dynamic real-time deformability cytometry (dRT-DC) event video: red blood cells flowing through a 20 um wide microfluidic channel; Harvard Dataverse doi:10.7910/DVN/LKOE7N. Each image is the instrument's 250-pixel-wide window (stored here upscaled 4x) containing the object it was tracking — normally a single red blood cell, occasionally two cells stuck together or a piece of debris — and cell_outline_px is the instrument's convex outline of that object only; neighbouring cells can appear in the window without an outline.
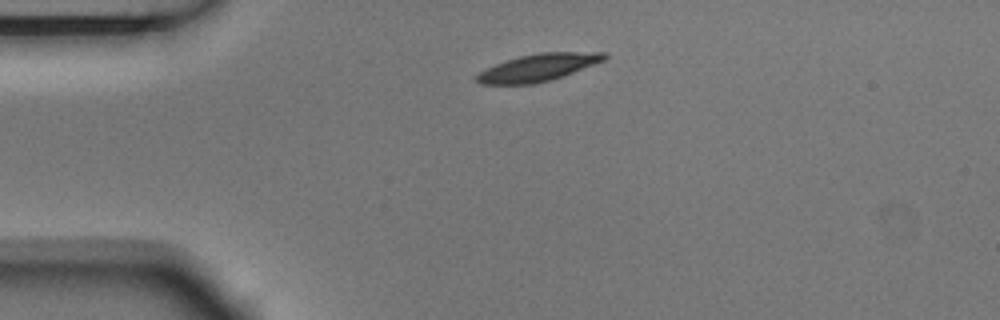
{"species": "Egyptian fruit bat (a non-hibernating species)", "species_latin": "Rousettus aegyptiacus", "temperature_condition": "room temperature", "stored_images_in_passage": 3, "camera_frame_rate_fps": 3000, "um_per_image_px": 0.085, "animal": {"sex": "male"}, "frame": {"image": 1, "passage_image": 1, "time_ms": 0.0, "image_size_px": [1000, 320], "cell_outline_px": [[608, 56], [604, 60], [552, 80], [532, 84], [480, 84], [476, 80], [476, 76], [484, 68], [520, 56], [540, 52], [608, 52]], "centroid_in_image_um": [45.74, 5.74], "position_along_channel_um": 39.3, "area_um2": 20.11}}
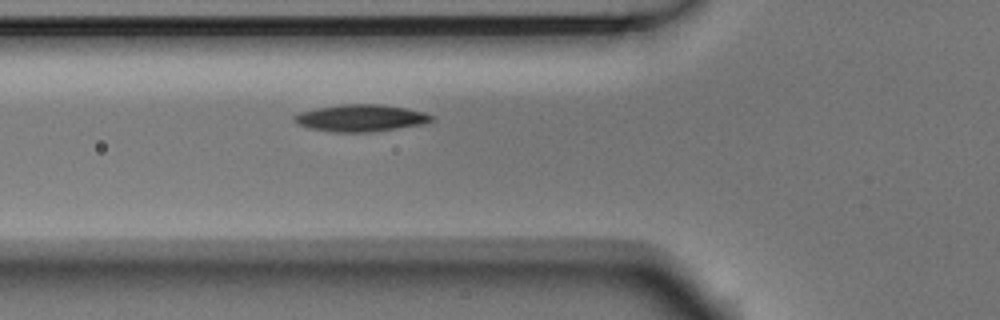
{"frame": {"image": 2, "passage_image": 3, "time_ms": 0.667, "image_size_px": [1000, 320], "cell_outline_px": [[436, 116], [432, 120], [424, 124], [372, 132], [336, 132], [308, 128], [296, 124], [292, 120], [292, 116], [300, 112], [316, 108], [340, 104], [380, 104], [404, 108], [424, 112]], "centroid_in_image_um": [30.63, 10.03], "position_along_channel_um": 95.2, "area_um2": 21.73}}